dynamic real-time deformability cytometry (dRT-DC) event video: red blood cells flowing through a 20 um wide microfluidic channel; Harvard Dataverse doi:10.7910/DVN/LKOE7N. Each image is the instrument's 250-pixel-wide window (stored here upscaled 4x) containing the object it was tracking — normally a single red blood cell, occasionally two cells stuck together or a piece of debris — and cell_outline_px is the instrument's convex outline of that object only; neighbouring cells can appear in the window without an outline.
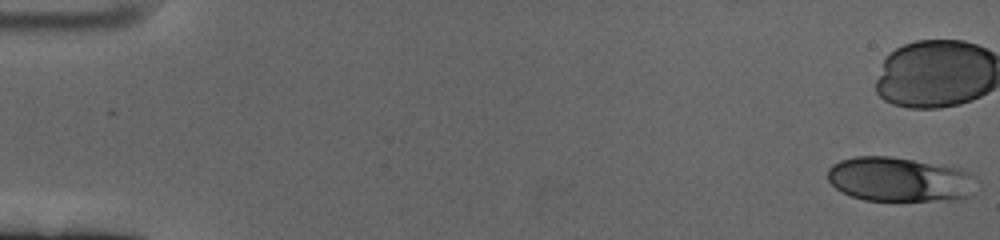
{"species": "human", "species_latin": "Homo sapiens", "temperature_condition": "cold", "stored_images_in_passage": 61, "camera_frame_rate_fps": 3000, "um_per_image_px": 0.085, "donor": {"sex": "female"}, "frame": {"image": 1, "passage_image": 1, "time_ms": 0.0, "image_size_px": [1000, 240], "cell_outline_px": [[980, 180], [972, 196], [952, 200], [864, 200], [852, 196], [836, 188], [828, 180], [828, 168], [832, 164], [840, 160], [856, 156], [892, 156], [960, 168], [976, 176]], "centroid_in_image_um": [76.53, 15.24], "position_along_channel_um": 8.5, "area_um2": 39.02}, "authors_computed_cell_mechanics": {"area_um2": 38.7838, "velocity_mm_per_s": 3.38, "shape_relaxation_time_tau1_ms": 5.1421, "shape_relaxation_time_tau2_ms": null, "deformation_change_tau1": 0.1547, "deformation_change_tau2": null}}